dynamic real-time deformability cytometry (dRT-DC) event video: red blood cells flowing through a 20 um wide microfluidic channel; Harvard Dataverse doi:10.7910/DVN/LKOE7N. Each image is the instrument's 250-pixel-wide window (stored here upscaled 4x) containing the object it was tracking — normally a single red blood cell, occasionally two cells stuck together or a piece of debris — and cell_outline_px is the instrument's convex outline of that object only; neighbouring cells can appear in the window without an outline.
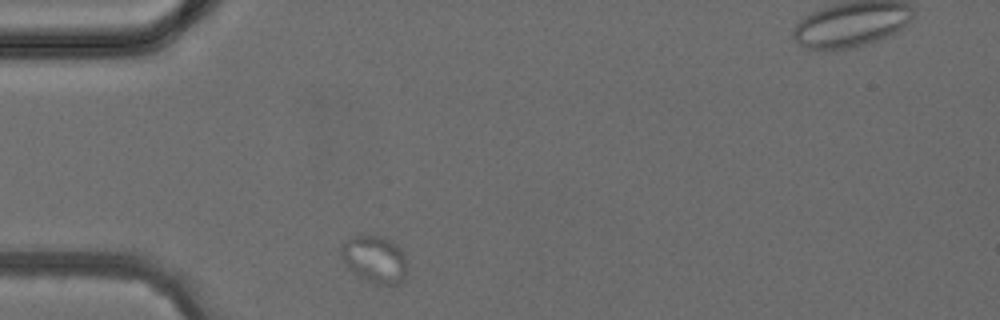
{"species": "common noctule bat (a hibernating species)", "species_latin": "Nyctalus noctula", "temperature_condition": "cold", "stored_images_in_passage": 2, "camera_frame_rate_fps": 3000, "um_per_image_px": 0.085, "animal": {"sex": "female", "body_mass_g": 24.6, "forearm_length_mm": 56.2}, "frame": {"image": 1, "passage_image": 1, "time_ms": 0.0, "image_size_px": [1000, 320], "cell_outline_px": [[404, 280], [396, 284], [376, 284], [364, 280], [344, 260], [340, 252], [340, 248], [344, 240], [352, 236], [380, 236], [396, 244], [400, 248], [404, 256]], "centroid_in_image_um": [31.83, 22.02], "position_along_channel_um": 53.2, "area_um2": 17.51}}